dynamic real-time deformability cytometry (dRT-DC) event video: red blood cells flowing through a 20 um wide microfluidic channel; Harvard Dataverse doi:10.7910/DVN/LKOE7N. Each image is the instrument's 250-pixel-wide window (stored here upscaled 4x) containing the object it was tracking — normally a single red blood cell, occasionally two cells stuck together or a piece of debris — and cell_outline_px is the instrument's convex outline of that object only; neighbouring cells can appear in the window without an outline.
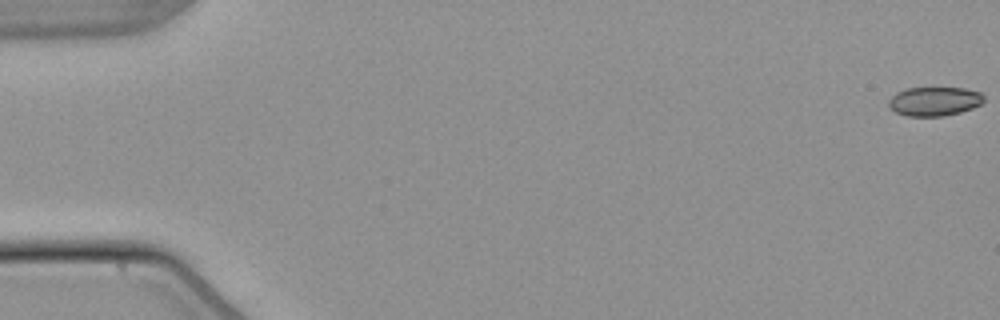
{"species": "common noctule bat (a hibernating species)", "species_latin": "Nyctalus noctula", "temperature_condition": "warm", "stored_images_in_passage": 54, "camera_frame_rate_fps": 3000, "um_per_image_px": 0.085, "animal": {"sex": "male", "body_mass_g": 21.5, "forearm_length_mm": 52.0}, "frame": {"image": 1, "passage_image": 1, "time_ms": 0.0, "image_size_px": [1000, 320], "cell_outline_px": [[984, 100], [980, 104], [972, 108], [960, 112], [944, 116], [908, 116], [896, 112], [888, 104], [888, 100], [896, 92], [908, 88], [964, 88], [980, 92], [984, 96]], "centroid_in_image_um": [79.43, 8.61], "position_along_channel_um": 5.6, "area_um2": 16.01}}
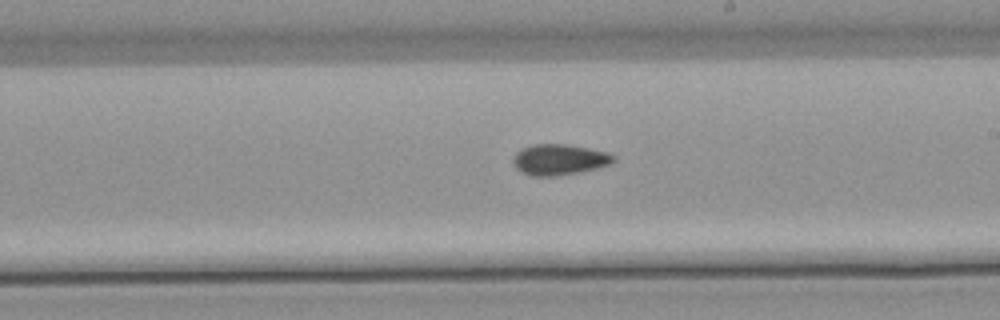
{"frame": {"image": 2, "passage_image": 32, "time_ms": 10.333, "image_size_px": [1000, 320], "cell_outline_px": [[616, 160], [608, 164], [596, 168], [580, 172], [552, 176], [532, 176], [516, 168], [512, 164], [512, 160], [516, 152], [532, 144], [568, 144], [608, 152], [616, 156]], "centroid_in_image_um": [47.54, 13.55], "position_along_channel_um": 241.5, "area_um2": 17.98}}
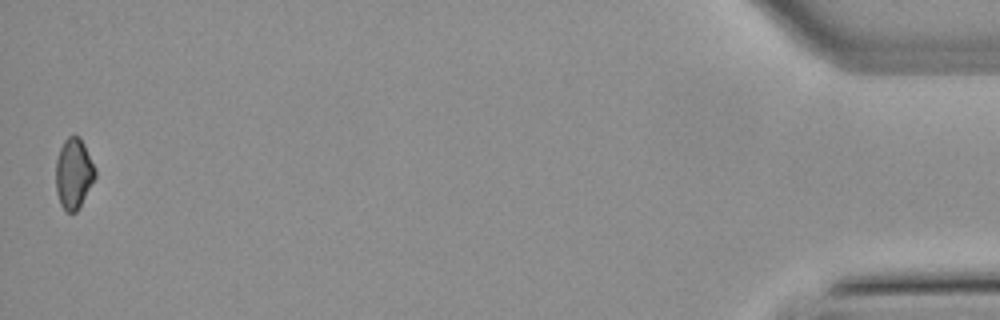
{"frame": {"image": 3, "passage_image": 54, "time_ms": 17.667, "image_size_px": [1000, 320], "cell_outline_px": [[96, 176], [76, 212], [68, 212], [60, 204], [56, 192], [56, 160], [60, 148], [64, 140], [68, 136], [80, 136], [84, 144], [96, 172]], "centroid_in_image_um": [6.24, 14.73], "position_along_channel_um": 429.0, "area_um2": 15.9}, "authors_computed_cell_mechanics": {"area_um2": 17.1666, "velocity_mm_per_s": 3.8489, "shape_relaxation_time_tau1_ms": null, "shape_relaxation_time_tau2_ms": 5.7168, "deformation_change_tau1": null, "deformation_change_tau2": 0.0996}}